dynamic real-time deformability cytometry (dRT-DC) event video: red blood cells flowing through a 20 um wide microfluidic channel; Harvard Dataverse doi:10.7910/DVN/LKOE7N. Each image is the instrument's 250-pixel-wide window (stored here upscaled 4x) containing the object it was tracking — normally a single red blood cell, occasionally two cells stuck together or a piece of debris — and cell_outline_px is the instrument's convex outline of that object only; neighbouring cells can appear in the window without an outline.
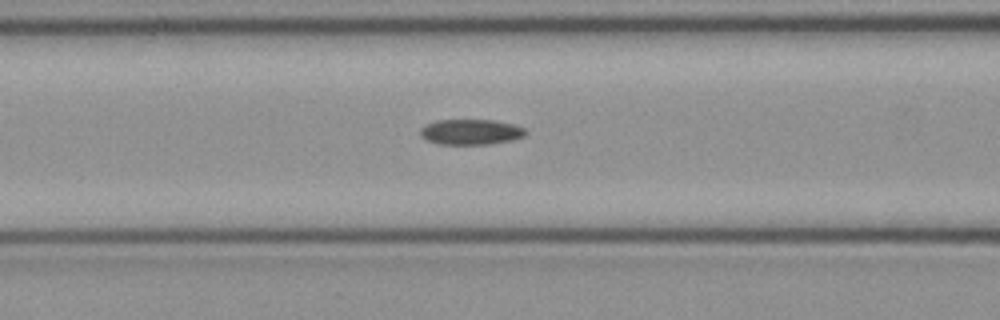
{"species": "common noctule bat (a hibernating species)", "species_latin": "Nyctalus noctula", "temperature_condition": "cold", "stored_images_in_passage": 13, "camera_frame_rate_fps": 3000, "um_per_image_px": 0.085, "animal": {"sex": "female", "body_mass_g": 21.9}, "frame": {"image": 1, "passage_image": 8, "time_ms": 2.333, "image_size_px": [1000, 320], "cell_outline_px": [[524, 136], [512, 140], [488, 144], [440, 144], [428, 140], [420, 136], [420, 128], [436, 120], [496, 120], [512, 124], [524, 128]], "centroid_in_image_um": [40.0, 11.21], "position_along_channel_um": 126.6, "area_um2": 15.43}}
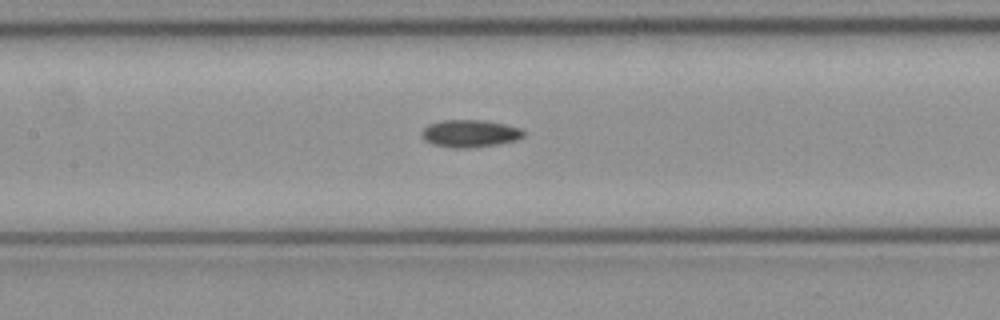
{"frame": {"image": 2, "passage_image": 11, "time_ms": 3.333, "image_size_px": [1000, 320], "cell_outline_px": [[524, 136], [516, 140], [496, 144], [468, 148], [452, 148], [432, 144], [424, 140], [420, 136], [420, 132], [428, 124], [444, 120], [484, 120], [524, 128]], "centroid_in_image_um": [39.92, 11.34], "position_along_channel_um": 167.5, "area_um2": 16.42}}